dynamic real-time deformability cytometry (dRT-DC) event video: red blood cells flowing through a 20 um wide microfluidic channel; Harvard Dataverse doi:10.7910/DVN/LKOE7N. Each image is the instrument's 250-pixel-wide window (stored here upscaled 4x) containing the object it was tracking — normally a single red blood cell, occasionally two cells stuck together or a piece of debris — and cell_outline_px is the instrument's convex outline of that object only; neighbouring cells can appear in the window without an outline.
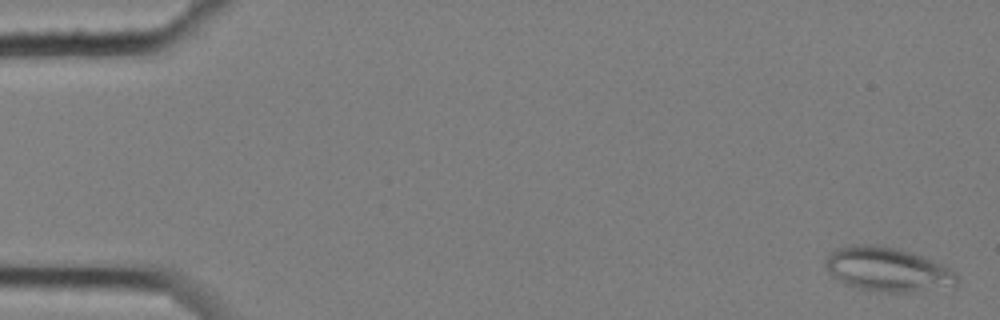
{"species": "common noctule bat (a hibernating species)", "species_latin": "Nyctalus noctula", "temperature_condition": "cold", "stored_images_in_passage": 4, "camera_frame_rate_fps": 3000, "um_per_image_px": 0.085, "animal": {"sex": "female", "body_mass_g": 25.1}, "frame": {"image": 1, "passage_image": 1, "time_ms": 0.0, "image_size_px": [1000, 320], "cell_outline_px": [[960, 280], [956, 288], [908, 292], [884, 292], [860, 288], [844, 284], [832, 276], [824, 268], [824, 256], [828, 252], [836, 248], [852, 244], [876, 244], [896, 248], [920, 256], [952, 268], [956, 272]], "centroid_in_image_um": [75.45, 22.91], "position_along_channel_um": 9.6, "area_um2": 34.62}}